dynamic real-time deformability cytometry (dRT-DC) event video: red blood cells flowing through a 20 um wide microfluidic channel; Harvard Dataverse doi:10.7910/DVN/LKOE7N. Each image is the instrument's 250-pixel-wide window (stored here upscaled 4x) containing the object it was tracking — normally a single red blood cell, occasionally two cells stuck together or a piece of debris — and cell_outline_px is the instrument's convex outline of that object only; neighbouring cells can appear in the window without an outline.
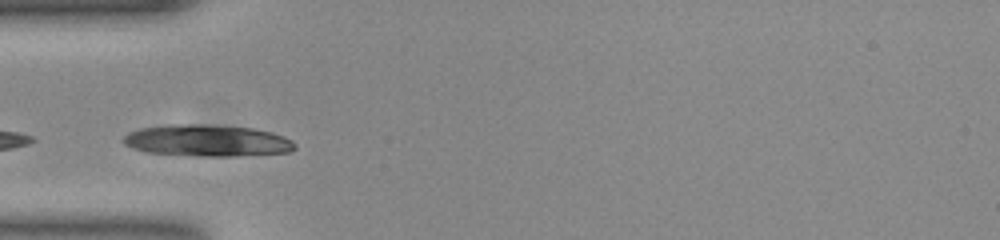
{"species": "common noctule bat (a hibernating species)", "species_latin": "Nyctalus noctula", "temperature_condition": "room temperature", "stored_images_in_passage": 8, "camera_frame_rate_fps": 3000, "um_per_image_px": 0.085, "animal": {"sex": "female", "body_mass_g": 23.0, "forearm_length_mm": 53.4}, "frame": {"image": 1, "passage_image": 1, "time_ms": 0.0, "image_size_px": [1000, 240], "cell_outline_px": [[296, 148], [288, 152], [232, 156], [208, 156], [148, 152], [132, 148], [124, 144], [124, 136], [128, 132], [140, 128], [168, 124], [212, 124], [252, 128], [272, 132], [284, 136], [292, 140], [296, 144]], "centroid_in_image_um": [17.63, 11.93], "position_along_channel_um": 67.4, "area_um2": 31.62}}
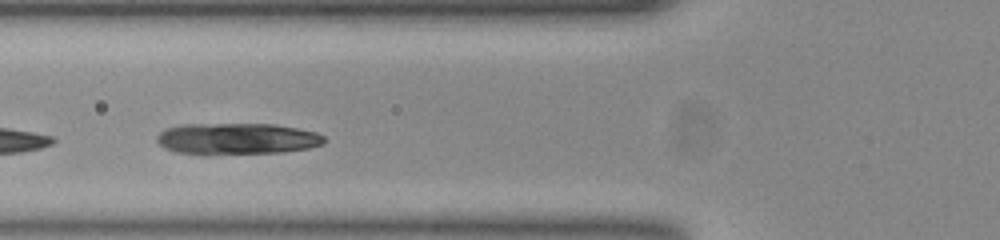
{"frame": {"image": 2, "passage_image": 4, "time_ms": 1.0, "image_size_px": [1000, 240], "cell_outline_px": [[324, 144], [308, 148], [280, 152], [204, 156], [176, 152], [164, 148], [156, 140], [156, 136], [164, 128], [180, 124], [272, 124], [296, 128], [316, 132], [324, 136]], "centroid_in_image_um": [20.06, 11.81], "position_along_channel_um": 105.7, "area_um2": 31.27}}
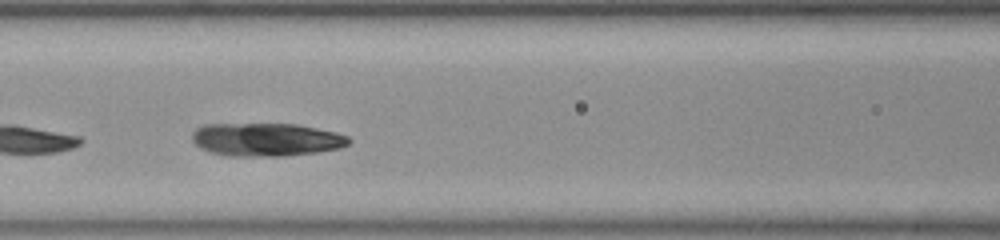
{"frame": {"image": 3, "passage_image": 7, "time_ms": 2.0, "image_size_px": [1000, 240], "cell_outline_px": [[352, 140], [348, 144], [340, 148], [316, 152], [280, 156], [232, 156], [212, 152], [200, 148], [192, 140], [192, 132], [196, 128], [204, 124], [296, 124], [336, 132], [348, 136]], "centroid_in_image_um": [22.63, 11.85], "position_along_channel_um": 144.0, "area_um2": 30.23}}